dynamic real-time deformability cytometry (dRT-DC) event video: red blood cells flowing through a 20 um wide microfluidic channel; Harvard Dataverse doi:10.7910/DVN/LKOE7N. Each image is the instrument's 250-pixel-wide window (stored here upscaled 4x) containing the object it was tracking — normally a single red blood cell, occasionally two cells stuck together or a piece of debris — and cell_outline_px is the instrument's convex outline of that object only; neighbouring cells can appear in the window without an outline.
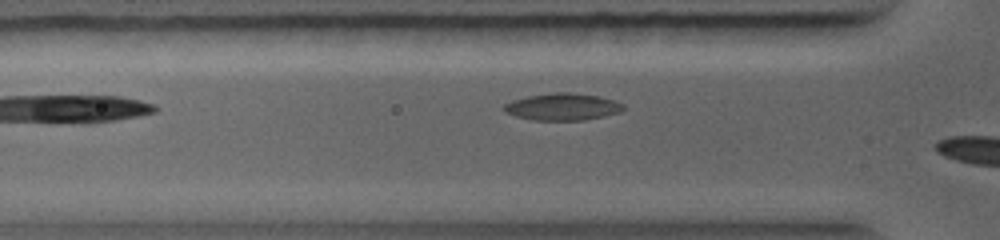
{"species": "common noctule bat (a hibernating species)", "species_latin": "Nyctalus noctula", "temperature_condition": "warm", "stored_images_in_passage": 9, "camera_frame_rate_fps": 5000, "um_per_image_px": 0.085, "animal": {"sex": "female", "body_mass_g": 19.0, "forearm_length_mm": 56.7}, "frame": {"image": 1, "passage_image": 7, "time_ms": 1.6, "image_size_px": [1000, 240], "cell_outline_px": [[624, 108], [620, 112], [604, 116], [584, 120], [532, 120], [516, 116], [504, 112], [504, 104], [512, 100], [528, 96], [556, 92], [568, 92], [596, 96], [612, 100], [624, 104]], "centroid_in_image_um": [47.79, 9.08], "position_along_channel_um": 78.0, "area_um2": 18.61}}